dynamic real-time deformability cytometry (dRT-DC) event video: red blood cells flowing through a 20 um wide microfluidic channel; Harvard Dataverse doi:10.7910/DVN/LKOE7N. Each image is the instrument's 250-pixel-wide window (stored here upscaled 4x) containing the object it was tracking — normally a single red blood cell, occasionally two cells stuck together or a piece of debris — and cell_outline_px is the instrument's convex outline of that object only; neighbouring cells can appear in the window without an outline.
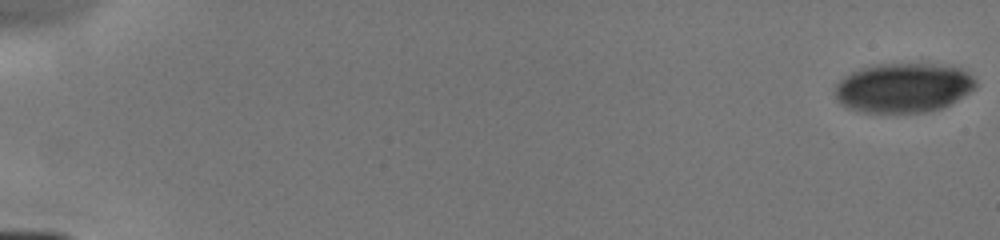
{"species": "human", "species_latin": "Homo sapiens", "temperature_condition": "cold", "stored_images_in_passage": 9, "camera_frame_rate_fps": 3000, "um_per_image_px": 0.085, "donor": {"sex": "male"}, "frame": {"image": 1, "passage_image": 1, "time_ms": 0.0, "image_size_px": [1000, 240], "cell_outline_px": [[976, 88], [944, 108], [928, 112], [864, 112], [848, 108], [840, 104], [836, 100], [836, 84], [844, 76], [860, 68], [872, 64], [936, 64], [960, 68], [968, 72], [976, 80]], "centroid_in_image_um": [76.79, 7.46], "position_along_channel_um": 8.2, "area_um2": 40.81}}
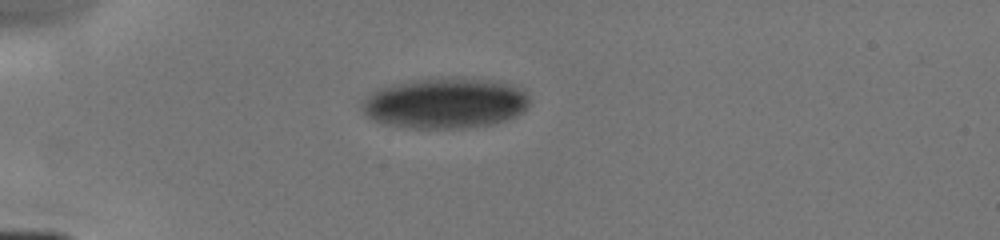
{"frame": {"image": 2, "passage_image": 6, "time_ms": 4.667, "image_size_px": [1000, 240], "cell_outline_px": [[528, 104], [524, 112], [516, 116], [492, 124], [464, 128], [408, 128], [384, 124], [372, 120], [360, 108], [360, 100], [376, 88], [392, 84], [432, 76], [500, 80], [520, 84], [528, 92]], "centroid_in_image_um": [37.85, 8.73], "position_along_channel_um": 47.2, "area_um2": 50.92}}
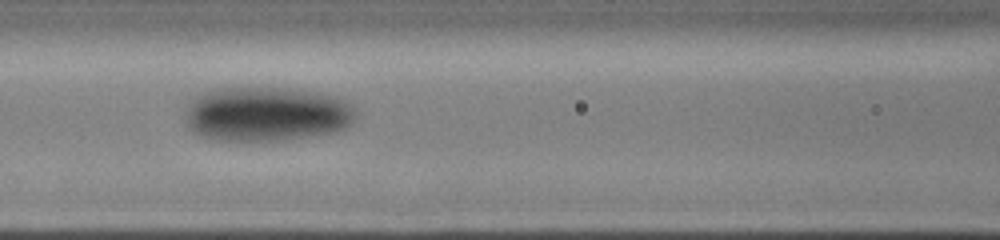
{"frame": {"image": 3, "passage_image": 9, "time_ms": 7.667, "image_size_px": [1000, 240], "cell_outline_px": [[356, 116], [344, 128], [332, 132], [284, 140], [216, 140], [200, 136], [192, 132], [188, 128], [184, 120], [188, 104], [196, 96], [204, 92], [216, 88], [284, 88], [312, 92], [336, 96], [344, 100], [356, 112]], "centroid_in_image_um": [22.58, 9.69], "position_along_channel_um": 144.0, "area_um2": 53.99}}